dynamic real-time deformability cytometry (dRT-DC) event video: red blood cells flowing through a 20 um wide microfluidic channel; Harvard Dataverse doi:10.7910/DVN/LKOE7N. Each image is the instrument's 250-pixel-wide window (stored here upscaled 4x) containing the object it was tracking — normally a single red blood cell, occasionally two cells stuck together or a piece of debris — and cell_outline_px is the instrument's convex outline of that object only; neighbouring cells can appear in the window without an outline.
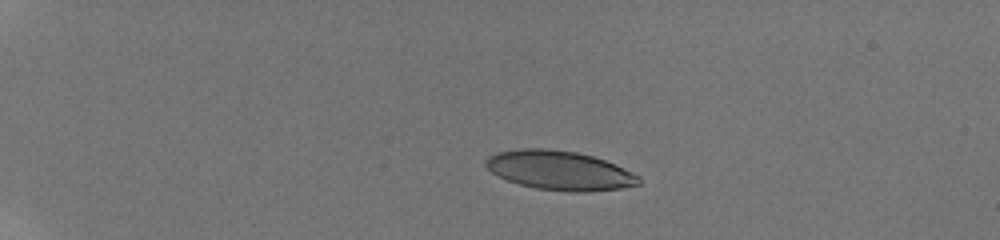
{"species": "human", "species_latin": "Homo sapiens", "temperature_condition": "room temperature", "stored_images_in_passage": 10, "camera_frame_rate_fps": 3000, "um_per_image_px": 0.085, "donor": {"sex": "male"}, "frame": {"image": 1, "passage_image": 1, "time_ms": 0.0, "image_size_px": [1000, 240], "cell_outline_px": [[640, 184], [620, 188], [588, 192], [572, 192], [536, 188], [520, 184], [508, 180], [492, 172], [484, 164], [484, 160], [488, 156], [500, 152], [520, 148], [548, 148], [576, 152], [592, 156], [616, 164], [640, 176]], "centroid_in_image_um": [47.58, 14.48], "position_along_channel_um": 37.4, "area_um2": 34.85}}
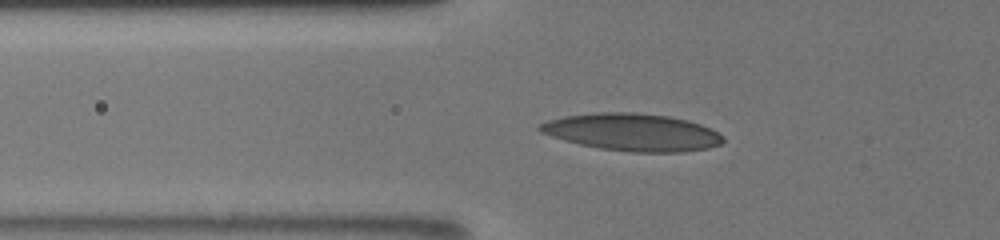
{"frame": {"image": 2, "passage_image": 9, "time_ms": 3.0, "image_size_px": [1000, 240], "cell_outline_px": [[724, 140], [720, 144], [708, 148], [684, 152], [632, 152], [600, 148], [580, 144], [564, 140], [540, 132], [536, 128], [540, 124], [548, 120], [564, 116], [600, 112], [636, 112], [668, 116], [688, 120], [700, 124], [724, 136]], "centroid_in_image_um": [53.74, 11.23], "position_along_channel_um": 72.1, "area_um2": 39.77}}